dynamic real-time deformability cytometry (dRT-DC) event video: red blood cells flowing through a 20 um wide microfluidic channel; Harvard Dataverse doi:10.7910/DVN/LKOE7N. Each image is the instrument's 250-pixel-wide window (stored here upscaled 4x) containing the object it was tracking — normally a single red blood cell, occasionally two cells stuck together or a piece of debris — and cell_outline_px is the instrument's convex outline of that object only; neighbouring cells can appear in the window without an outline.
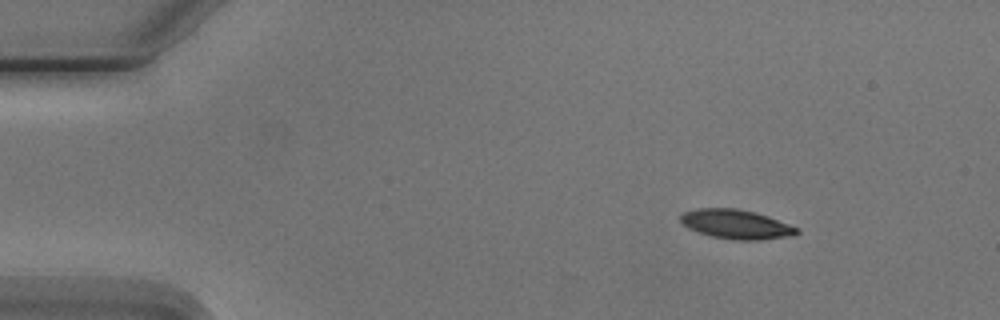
{"species": "Egyptian fruit bat (a non-hibernating species)", "species_latin": "Rousettus aegyptiacus", "temperature_condition": "cold", "stored_images_in_passage": 5, "camera_frame_rate_fps": 3000, "um_per_image_px": 0.085, "animal": {"sex": "male"}, "frame": {"image": 1, "passage_image": 1, "time_ms": 0.0, "image_size_px": [1000, 320], "cell_outline_px": [[800, 232], [796, 236], [760, 240], [732, 240], [712, 236], [688, 228], [680, 220], [680, 216], [684, 212], [696, 208], [736, 208], [768, 216], [800, 228]], "centroid_in_image_um": [62.63, 19.07], "position_along_channel_um": 22.4, "area_um2": 19.94}}
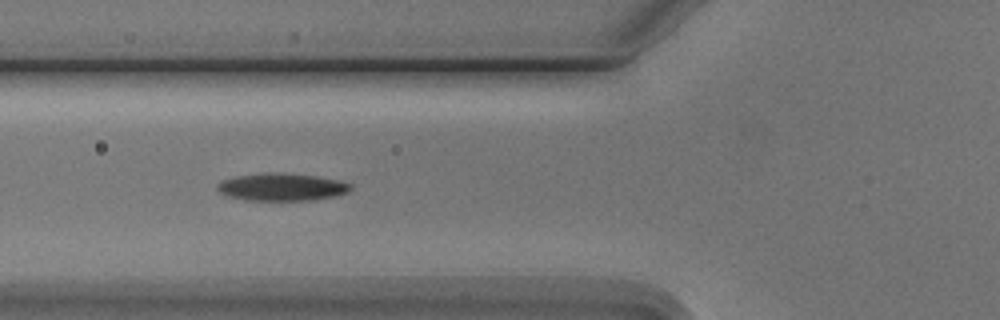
{"frame": {"image": 2, "passage_image": 4, "time_ms": 4.333, "image_size_px": [1000, 320], "cell_outline_px": [[352, 188], [348, 192], [336, 196], [316, 200], [244, 200], [224, 196], [216, 188], [216, 184], [224, 180], [240, 176], [272, 172], [280, 172], [316, 176], [340, 180], [352, 184]], "centroid_in_image_um": [23.98, 15.91], "position_along_channel_um": 101.8, "area_um2": 21.5}}
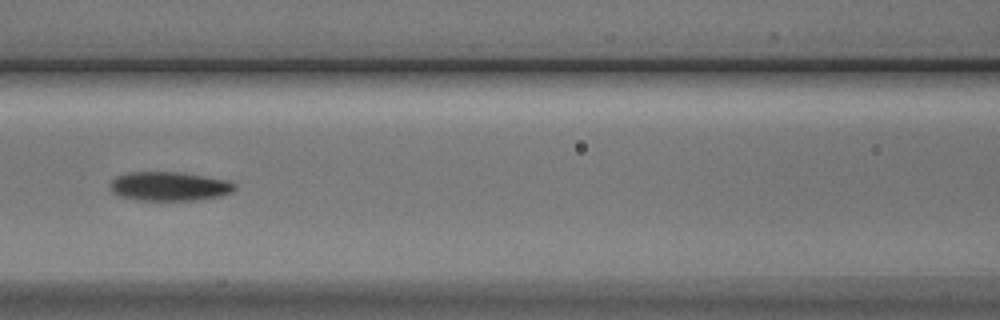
{"frame": {"image": 3, "passage_image": 5, "time_ms": 5.667, "image_size_px": [1000, 320], "cell_outline_px": [[236, 188], [232, 192], [220, 196], [200, 200], [136, 200], [120, 196], [112, 192], [108, 188], [108, 184], [116, 176], [128, 172], [180, 172], [228, 180], [236, 184]], "centroid_in_image_um": [14.37, 15.84], "position_along_channel_um": 152.2, "area_um2": 21.33}}